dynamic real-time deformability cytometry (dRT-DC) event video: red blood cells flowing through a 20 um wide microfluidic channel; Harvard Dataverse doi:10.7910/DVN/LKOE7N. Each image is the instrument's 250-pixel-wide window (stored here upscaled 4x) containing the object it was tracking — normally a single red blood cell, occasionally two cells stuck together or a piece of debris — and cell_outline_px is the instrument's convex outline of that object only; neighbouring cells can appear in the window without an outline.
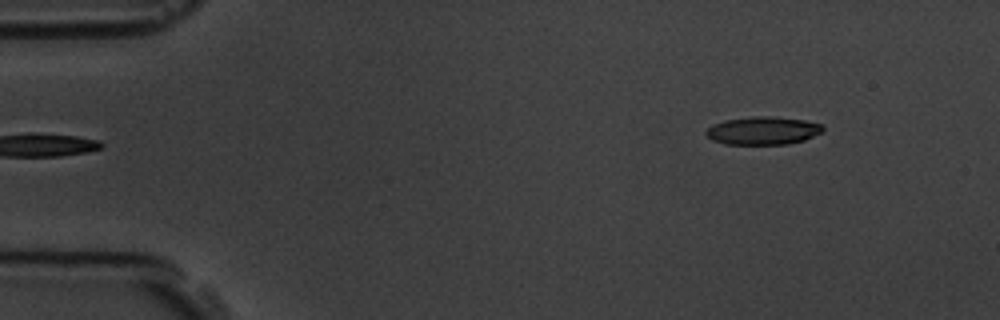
{"species": "common noctule bat (a hibernating species)", "species_latin": "Nyctalus noctula", "temperature_condition": "room temperature", "stored_images_in_passage": 5, "camera_frame_rate_fps": 3000, "um_per_image_px": 0.085, "animal": {"sex": "male", "body_mass_g": 19.5, "forearm_length_mm": 54.6}, "frame": {"image": 1, "passage_image": 1, "time_ms": 0.0, "image_size_px": [1000, 320], "cell_outline_px": [[824, 128], [820, 132], [804, 140], [788, 144], [724, 144], [712, 140], [704, 132], [712, 124], [724, 120], [752, 116], [768, 116], [804, 120], [820, 124]], "centroid_in_image_um": [64.8, 11.1], "position_along_channel_um": 20.2, "area_um2": 18.96}}